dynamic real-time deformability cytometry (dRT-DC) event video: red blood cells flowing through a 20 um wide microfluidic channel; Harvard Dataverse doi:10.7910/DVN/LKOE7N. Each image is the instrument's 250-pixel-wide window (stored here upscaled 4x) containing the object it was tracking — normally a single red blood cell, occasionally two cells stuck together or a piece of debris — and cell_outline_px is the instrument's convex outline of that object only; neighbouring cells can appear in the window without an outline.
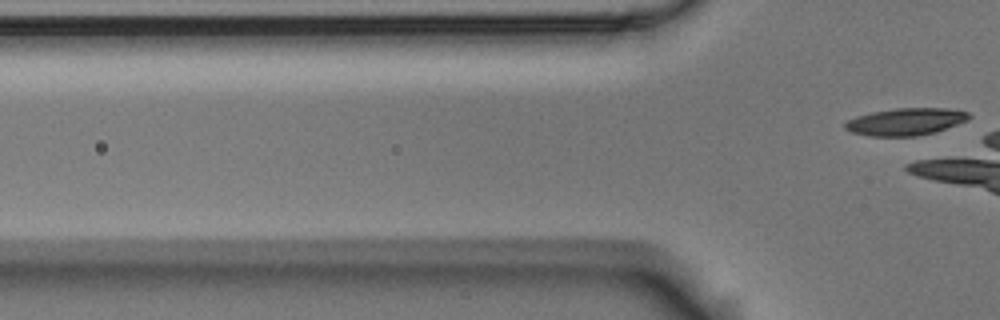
{"species": "Egyptian fruit bat (a non-hibernating species)", "species_latin": "Rousettus aegyptiacus", "temperature_condition": "room temperature", "stored_images_in_passage": 2, "camera_frame_rate_fps": 3000, "um_per_image_px": 0.085, "animal": {"sex": "male"}, "frame": {"image": 1, "passage_image": 2, "time_ms": 0.333, "image_size_px": [1000, 320], "cell_outline_px": [[972, 116], [968, 120], [936, 132], [916, 136], [872, 136], [852, 132], [844, 128], [844, 124], [848, 120], [856, 116], [872, 112], [896, 108], [948, 108], [968, 112]], "centroid_in_image_um": [77.01, 10.34], "position_along_channel_um": 48.8, "area_um2": 19.65}}